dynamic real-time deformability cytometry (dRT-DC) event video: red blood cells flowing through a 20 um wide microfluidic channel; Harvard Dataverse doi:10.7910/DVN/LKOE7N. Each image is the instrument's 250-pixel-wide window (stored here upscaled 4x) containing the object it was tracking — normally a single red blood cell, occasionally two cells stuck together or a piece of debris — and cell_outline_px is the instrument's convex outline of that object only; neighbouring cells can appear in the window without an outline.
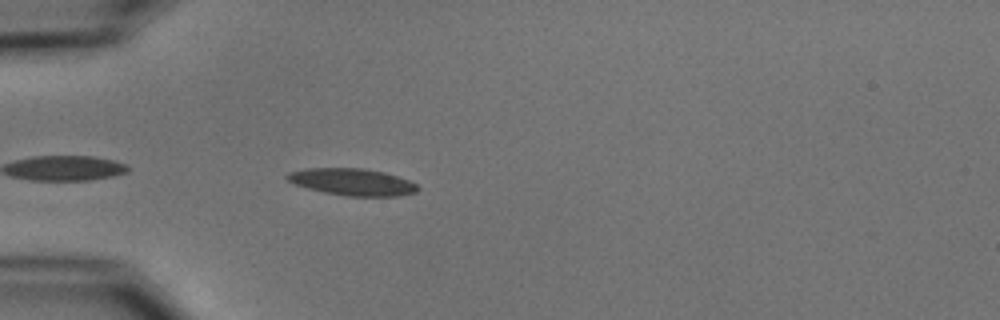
{"species": "common noctule bat (a hibernating species)", "species_latin": "Nyctalus noctula", "temperature_condition": "cold", "stored_images_in_passage": 9, "camera_frame_rate_fps": 3000, "um_per_image_px": 0.085, "animal": {"sex": "male", "body_mass_g": 15.6}, "frame": {"image": 1, "passage_image": 4, "time_ms": 1.0, "image_size_px": [1000, 320], "cell_outline_px": [[420, 188], [416, 192], [400, 196], [348, 196], [324, 192], [308, 188], [296, 184], [288, 180], [284, 176], [288, 172], [308, 168], [364, 168], [384, 172], [408, 180], [416, 184]], "centroid_in_image_um": [29.95, 15.46], "position_along_channel_um": 55.0, "area_um2": 20.4}}